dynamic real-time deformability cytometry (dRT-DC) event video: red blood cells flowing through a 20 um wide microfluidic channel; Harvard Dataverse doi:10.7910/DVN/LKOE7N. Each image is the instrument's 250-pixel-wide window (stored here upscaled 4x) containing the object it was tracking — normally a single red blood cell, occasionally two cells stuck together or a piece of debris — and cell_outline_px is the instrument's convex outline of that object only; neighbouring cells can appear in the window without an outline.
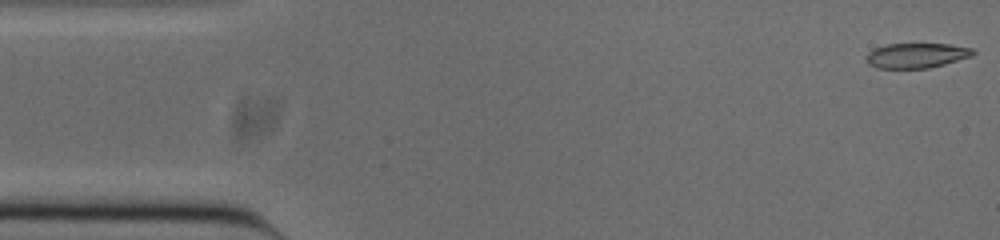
{"species": "common noctule bat (a hibernating species)", "species_latin": "Nyctalus noctula", "temperature_condition": "cold", "stored_images_in_passage": 51, "camera_frame_rate_fps": 3000, "um_per_image_px": 0.085, "animal": {"sex": "male", "body_mass_g": 20.0, "forearm_length_mm": 53.3}, "frame": {"image": 1, "passage_image": 1, "time_ms": 0.0, "image_size_px": [1000, 240], "cell_outline_px": [[976, 52], [972, 56], [944, 64], [928, 68], [876, 68], [868, 64], [864, 60], [868, 52], [876, 48], [888, 44], [948, 44], [972, 48]], "centroid_in_image_um": [77.88, 4.72], "position_along_channel_um": 7.1, "area_um2": 15.49}}
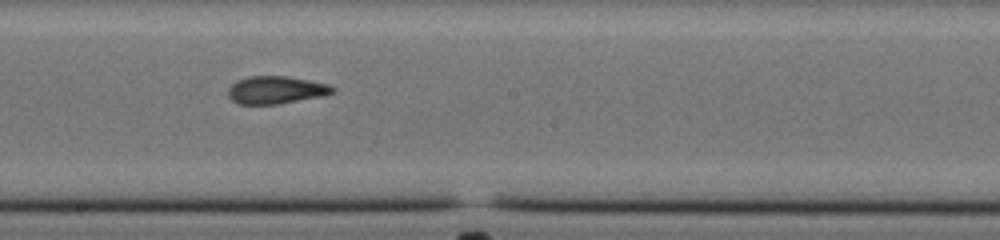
{"frame": {"image": 2, "passage_image": 27, "time_ms": 8.667, "image_size_px": [1000, 240], "cell_outline_px": [[336, 92], [320, 96], [276, 104], [240, 104], [232, 100], [228, 96], [228, 88], [236, 80], [248, 76], [288, 76], [332, 84], [336, 88]], "centroid_in_image_um": [23.48, 7.63], "position_along_channel_um": 224.7, "area_um2": 16.94}}
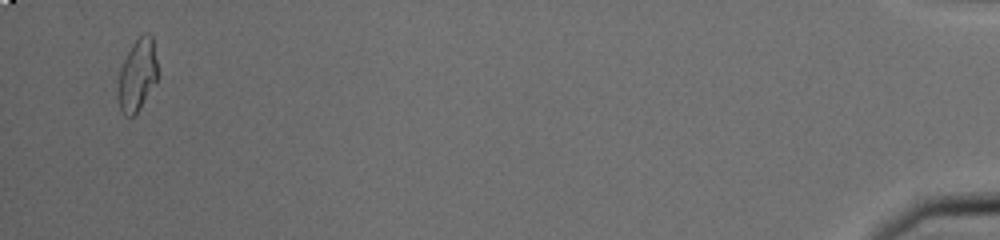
{"frame": {"image": 3, "passage_image": 50, "time_ms": 16.333, "image_size_px": [1000, 240], "cell_outline_px": [[160, 76], [136, 116], [124, 116], [120, 112], [116, 96], [116, 88], [120, 68], [132, 44], [144, 32], [148, 32], [152, 36]], "centroid_in_image_um": [11.67, 6.44], "position_along_channel_um": 423.5, "area_um2": 17.46}, "authors_computed_cell_mechanics": {"area_um2": 16.9354, "velocity_mm_per_s": 3.8688, "shape_relaxation_time_tau1_ms": null, "shape_relaxation_time_tau2_ms": 2.638, "deformation_change_tau1": null, "deformation_change_tau2": 0.0936}}